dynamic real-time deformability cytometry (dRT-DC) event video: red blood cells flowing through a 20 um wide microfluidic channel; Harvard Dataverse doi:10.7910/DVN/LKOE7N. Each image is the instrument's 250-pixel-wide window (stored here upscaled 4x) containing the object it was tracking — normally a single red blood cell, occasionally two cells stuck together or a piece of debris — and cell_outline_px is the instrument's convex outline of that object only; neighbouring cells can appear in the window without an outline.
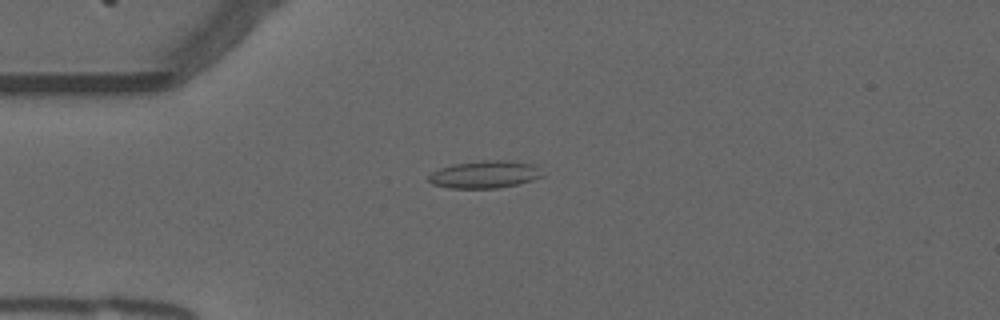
{"species": "common noctule bat (a hibernating species)", "species_latin": "Nyctalus noctula", "temperature_condition": "warm", "stored_images_in_passage": 42, "camera_frame_rate_fps": 3000, "um_per_image_px": 0.085, "animal": {"sex": "male", "forearm_length_mm": 52.5}, "frame": {"image": 1, "passage_image": 1, "time_ms": 0.0, "image_size_px": [1000, 320], "cell_outline_px": [[544, 176], [532, 180], [516, 184], [496, 188], [448, 188], [432, 184], [428, 180], [428, 176], [432, 172], [440, 168], [452, 164], [484, 160], [508, 160], [532, 164]], "centroid_in_image_um": [41.15, 14.82], "position_along_channel_um": 43.8, "area_um2": 18.03}}
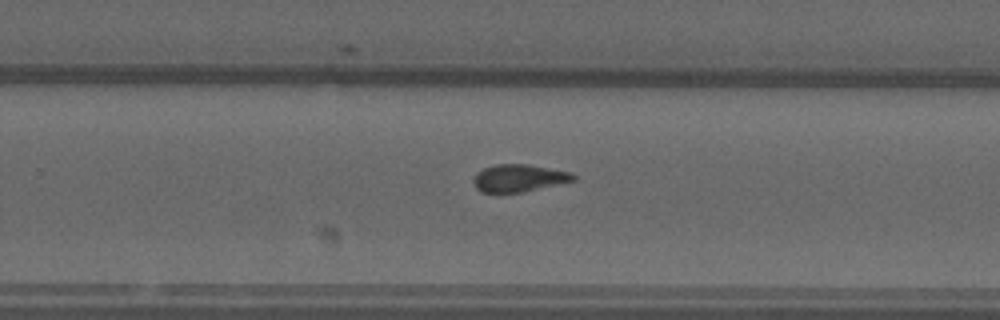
{"frame": {"image": 2, "passage_image": 22, "time_ms": 7.0, "image_size_px": [1000, 320], "cell_outline_px": [[576, 180], [524, 192], [480, 192], [476, 188], [472, 180], [476, 172], [484, 168], [496, 164], [528, 164], [568, 172], [576, 176]], "centroid_in_image_um": [44.07, 15.14], "position_along_channel_um": 285.7, "area_um2": 15.9}}
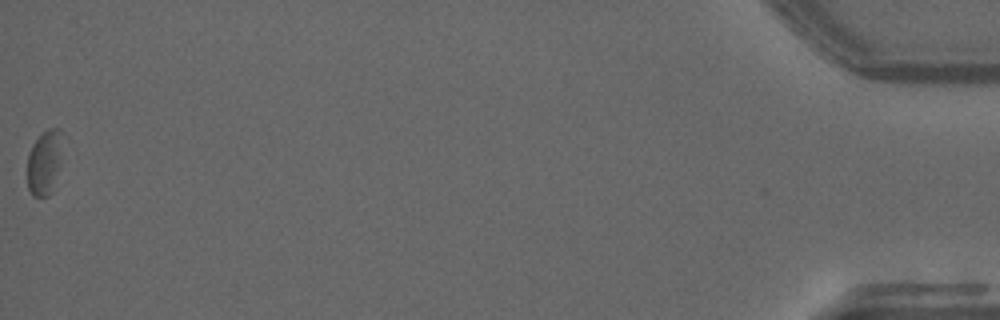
{"frame": {"image": 3, "passage_image": 42, "time_ms": 13.667, "image_size_px": [1000, 320], "cell_outline_px": [[68, 136], [52, 192], [48, 196], [32, 196], [28, 188], [28, 156], [32, 144], [48, 128], [60, 128]], "centroid_in_image_um": [3.88, 13.72], "position_along_channel_um": 431.3, "area_um2": 13.99}, "authors_computed_cell_mechanics": {"area_um2": 15.9528, "velocity_mm_per_s": 3.7267, "shape_relaxation_time_tau1_ms": null, "shape_relaxation_time_tau2_ms": 3.4908, "deformation_change_tau1": null, "deformation_change_tau2": 0.1121}}